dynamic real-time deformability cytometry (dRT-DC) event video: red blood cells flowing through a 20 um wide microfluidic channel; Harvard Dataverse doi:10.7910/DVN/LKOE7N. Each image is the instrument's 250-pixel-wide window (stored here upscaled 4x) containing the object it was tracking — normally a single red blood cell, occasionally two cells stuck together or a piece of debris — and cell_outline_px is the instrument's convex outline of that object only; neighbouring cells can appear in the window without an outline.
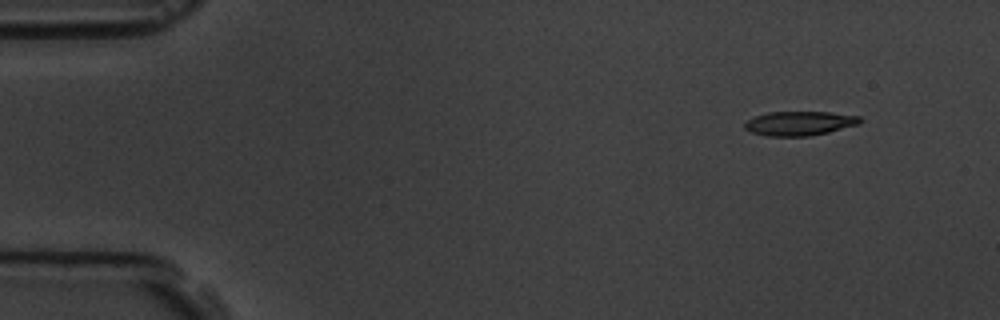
{"species": "common noctule bat (a hibernating species)", "species_latin": "Nyctalus noctula", "temperature_condition": "room temperature", "stored_images_in_passage": 5, "camera_frame_rate_fps": 3000, "um_per_image_px": 0.085, "animal": {"sex": "male", "body_mass_g": 19.5, "forearm_length_mm": 54.6}, "frame": {"image": 1, "passage_image": 1, "time_ms": 0.0, "image_size_px": [1000, 320], "cell_outline_px": [[864, 120], [860, 124], [828, 132], [808, 136], [768, 136], [752, 132], [744, 128], [744, 124], [748, 120], [756, 116], [768, 112], [828, 112], [860, 116]], "centroid_in_image_um": [68.0, 10.48], "position_along_channel_um": 17.0, "area_um2": 16.24}}